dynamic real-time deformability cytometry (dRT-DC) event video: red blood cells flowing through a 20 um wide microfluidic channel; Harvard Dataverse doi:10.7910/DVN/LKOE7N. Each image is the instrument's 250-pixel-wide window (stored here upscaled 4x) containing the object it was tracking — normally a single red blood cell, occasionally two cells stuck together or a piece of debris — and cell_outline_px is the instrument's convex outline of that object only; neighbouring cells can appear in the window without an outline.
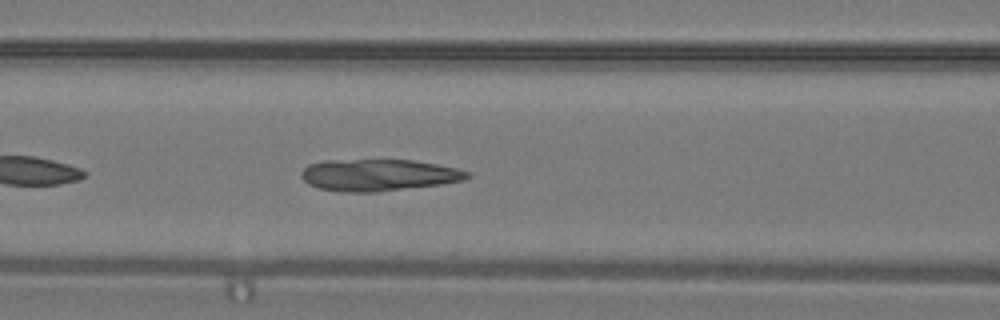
{"species": "common noctule bat (a hibernating species)", "species_latin": "Nyctalus noctula", "temperature_condition": "warm", "stored_images_in_passage": 47, "camera_frame_rate_fps": 3000, "um_per_image_px": 0.085, "animal": {"sex": "male", "body_mass_g": 19.2, "forearm_length_mm": 51.8}, "frame": {"image": 1, "passage_image": 20, "time_ms": 6.333, "image_size_px": [1000, 320], "cell_outline_px": [[472, 176], [464, 180], [440, 184], [376, 192], [344, 192], [320, 188], [308, 184], [300, 176], [300, 172], [308, 164], [324, 160], [412, 160], [436, 164], [456, 168], [472, 172]], "centroid_in_image_um": [32.17, 14.87], "position_along_channel_um": 134.4, "area_um2": 30.75}}
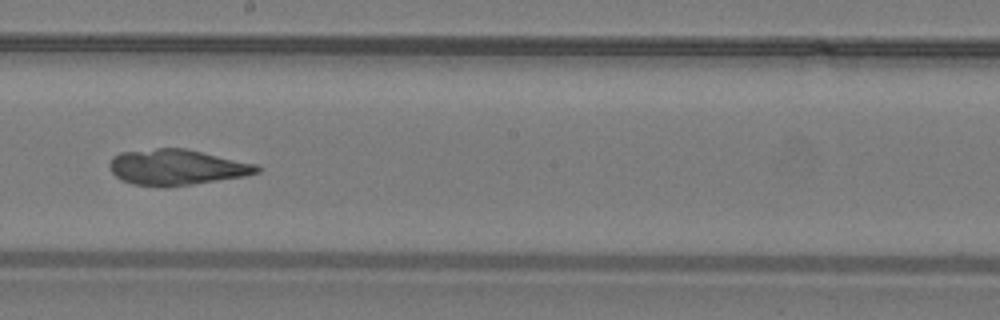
{"frame": {"image": 2, "passage_image": 27, "time_ms": 8.667, "image_size_px": [1000, 320], "cell_outline_px": [[264, 168], [260, 172], [244, 176], [168, 188], [160, 188], [132, 184], [120, 180], [112, 172], [108, 164], [112, 156], [120, 152], [156, 148], [184, 148], [256, 164]], "centroid_in_image_um": [14.98, 14.23], "position_along_channel_um": 233.2, "area_um2": 31.04}}
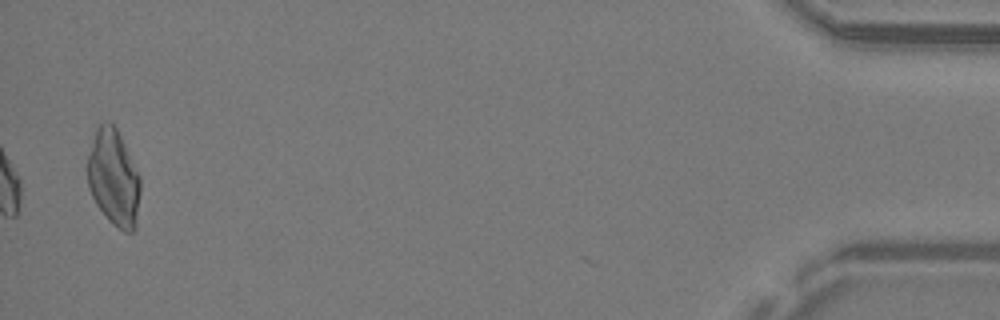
{"frame": {"image": 3, "passage_image": 47, "time_ms": 15.333, "image_size_px": [1000, 320], "cell_outline_px": [[140, 192], [136, 228], [132, 232], [124, 232], [108, 220], [96, 204], [88, 188], [88, 156], [96, 128], [104, 120], [108, 120], [116, 128], [140, 176]], "centroid_in_image_um": [9.66, 15.14], "position_along_channel_um": 425.5, "area_um2": 29.59}}